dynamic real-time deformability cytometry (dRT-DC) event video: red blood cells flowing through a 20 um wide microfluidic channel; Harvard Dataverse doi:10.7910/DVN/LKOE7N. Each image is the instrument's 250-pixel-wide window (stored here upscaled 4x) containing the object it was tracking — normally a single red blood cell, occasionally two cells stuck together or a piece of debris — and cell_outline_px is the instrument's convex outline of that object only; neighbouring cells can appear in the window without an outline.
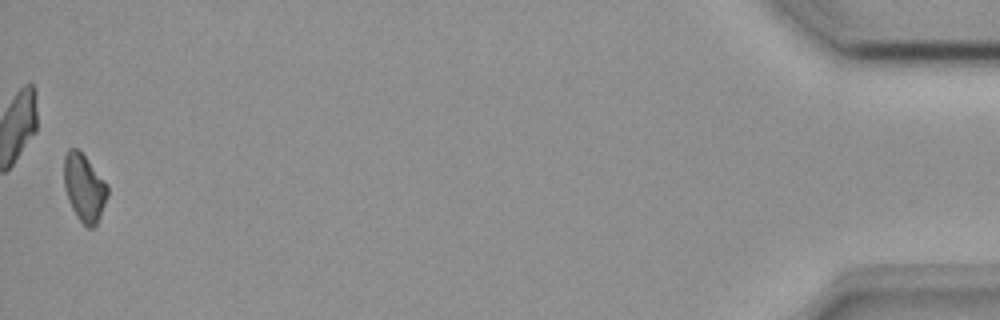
{"species": "common noctule bat (a hibernating species)", "species_latin": "Nyctalus noctula", "temperature_condition": "room temperature", "stored_images_in_passage": 46, "camera_frame_rate_fps": 3000, "um_per_image_px": 0.085, "animal": {"sex": "female", "body_mass_g": 18.4}, "frame": {"image": 1, "passage_image": 46, "time_ms": 15.0, "image_size_px": [1000, 320], "cell_outline_px": [[108, 196], [100, 216], [96, 224], [92, 228], [88, 228], [76, 216], [68, 200], [64, 188], [64, 156], [68, 148], [80, 148], [108, 184]], "centroid_in_image_um": [7.16, 15.91], "position_along_channel_um": 428.0, "area_um2": 17.46}}